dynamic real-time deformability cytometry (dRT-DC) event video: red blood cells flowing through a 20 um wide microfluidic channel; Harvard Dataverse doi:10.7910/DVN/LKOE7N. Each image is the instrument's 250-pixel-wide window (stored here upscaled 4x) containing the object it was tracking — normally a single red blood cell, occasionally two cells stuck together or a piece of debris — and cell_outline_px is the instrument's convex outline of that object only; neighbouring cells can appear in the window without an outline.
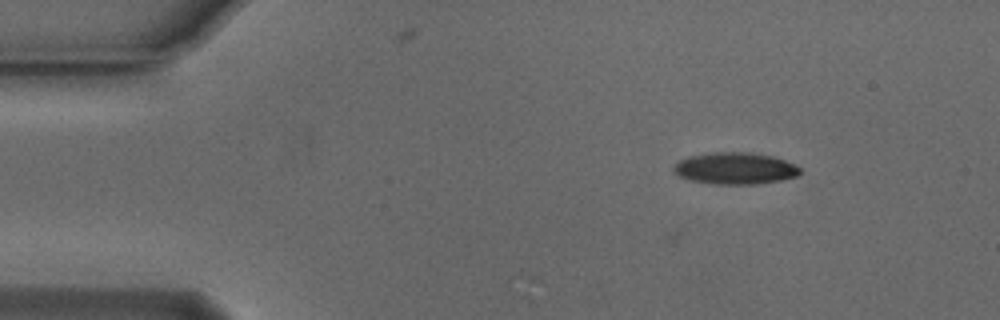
{"species": "Egyptian fruit bat (a non-hibernating species)", "species_latin": "Rousettus aegyptiacus", "temperature_condition": "cold", "stored_images_in_passage": 48, "camera_frame_rate_fps": 3000, "um_per_image_px": 0.085, "animal": {"sex": "male"}, "frame": {"image": 1, "passage_image": 1, "time_ms": 0.0, "image_size_px": [1000, 320], "cell_outline_px": [[800, 172], [796, 176], [780, 180], [756, 184], [712, 184], [688, 180], [672, 172], [672, 168], [680, 160], [688, 156], [712, 152], [752, 152], [772, 156], [784, 160], [800, 168]], "centroid_in_image_um": [62.43, 14.31], "position_along_channel_um": 22.6, "area_um2": 23.41}}
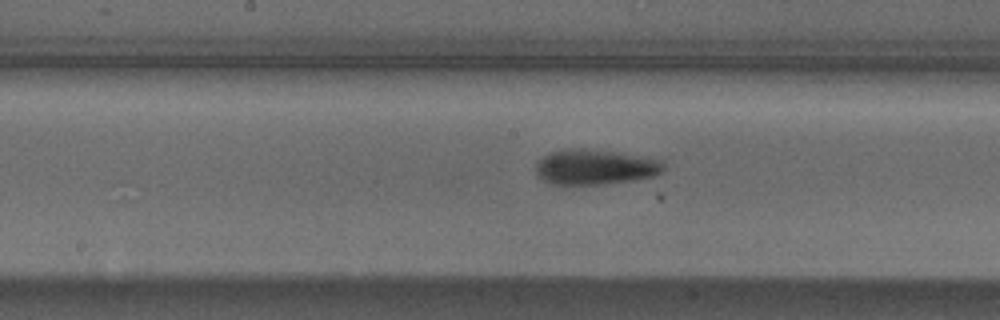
{"frame": {"image": 2, "passage_image": 21, "time_ms": 6.667, "image_size_px": [1000, 320], "cell_outline_px": [[664, 168], [660, 172], [652, 176], [632, 180], [604, 184], [552, 184], [536, 176], [536, 160], [552, 152], [564, 148], [584, 148], [612, 152], [660, 160], [664, 164]], "centroid_in_image_um": [50.5, 14.2], "position_along_channel_um": 197.7, "area_um2": 25.89}}
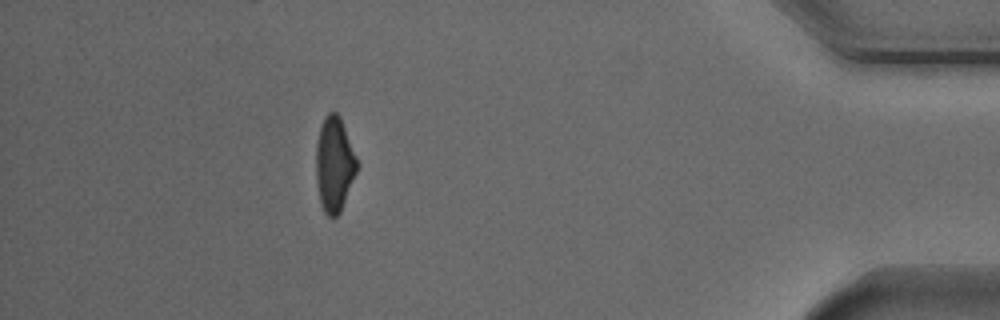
{"frame": {"image": 3, "passage_image": 42, "time_ms": 13.667, "image_size_px": [1000, 320], "cell_outline_px": [[360, 164], [340, 212], [336, 216], [328, 216], [324, 212], [320, 204], [316, 180], [316, 144], [320, 128], [324, 116], [328, 112], [336, 112], [340, 116]], "centroid_in_image_um": [28.42, 13.95], "position_along_channel_um": 406.8, "area_um2": 22.83}, "authors_computed_cell_mechanics": {"area_um2": 24.565, "velocity_mm_per_s": 3.7647, "shape_relaxation_time_tau1_ms": 3.2272, "shape_relaxation_time_tau2_ms": 6.5231, "deformation_change_tau1": 0.1472, "deformation_change_tau2": 0.1598}}